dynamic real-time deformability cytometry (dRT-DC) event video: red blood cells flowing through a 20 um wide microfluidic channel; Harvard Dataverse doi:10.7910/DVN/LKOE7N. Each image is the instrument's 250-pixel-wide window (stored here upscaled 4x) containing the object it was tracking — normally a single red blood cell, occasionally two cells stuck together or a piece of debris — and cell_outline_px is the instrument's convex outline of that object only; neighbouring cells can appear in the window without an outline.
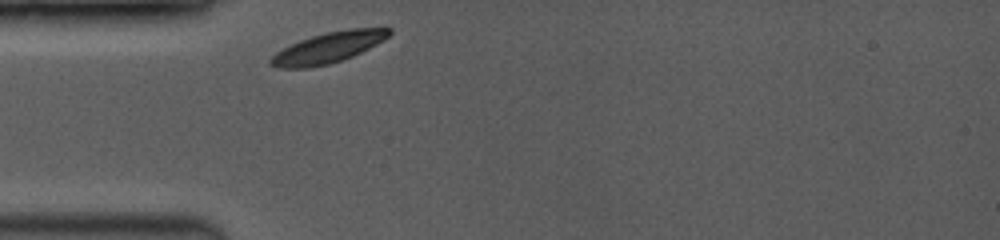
{"species": "common noctule bat (a hibernating species)", "species_latin": "Nyctalus noctula", "temperature_condition": "room temperature", "stored_images_in_passage": 33, "camera_frame_rate_fps": 3500, "um_per_image_px": 0.085, "animal": {"sex": "female", "body_mass_g": 19.0, "forearm_length_mm": 53.3}, "frame": {"image": 1, "passage_image": 1, "time_ms": 0.0, "image_size_px": [1000, 240], "cell_outline_px": [[392, 32], [384, 40], [352, 56], [328, 64], [308, 68], [280, 68], [268, 64], [268, 60], [276, 52], [300, 40], [312, 36], [328, 32], [348, 28], [392, 28]], "centroid_in_image_um": [27.89, 4.05], "position_along_channel_um": 57.1, "area_um2": 20.92}}
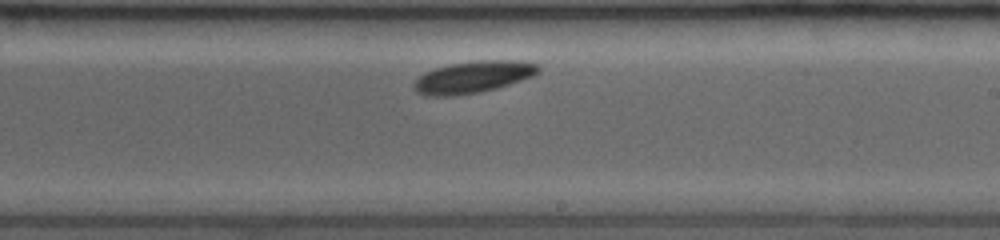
{"frame": {"image": 2, "passage_image": 19, "time_ms": 5.143, "image_size_px": [1000, 240], "cell_outline_px": [[540, 72], [532, 76], [496, 88], [480, 92], [452, 96], [424, 96], [416, 92], [412, 84], [424, 72], [448, 64], [472, 60], [520, 60], [540, 64]], "centroid_in_image_um": [40.21, 6.53], "position_along_channel_um": 248.8, "area_um2": 23.35}}
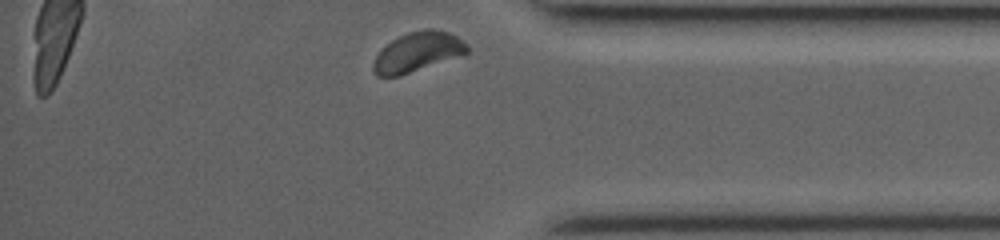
{"frame": {"image": 3, "passage_image": 33, "time_ms": 9.143, "image_size_px": [1000, 240], "cell_outline_px": [[468, 52], [400, 76], [376, 76], [372, 68], [372, 64], [376, 56], [392, 40], [408, 32], [428, 28], [432, 28], [448, 32], [456, 36], [468, 44]], "centroid_in_image_um": [35.48, 4.41], "position_along_channel_um": 399.7, "area_um2": 21.21}}